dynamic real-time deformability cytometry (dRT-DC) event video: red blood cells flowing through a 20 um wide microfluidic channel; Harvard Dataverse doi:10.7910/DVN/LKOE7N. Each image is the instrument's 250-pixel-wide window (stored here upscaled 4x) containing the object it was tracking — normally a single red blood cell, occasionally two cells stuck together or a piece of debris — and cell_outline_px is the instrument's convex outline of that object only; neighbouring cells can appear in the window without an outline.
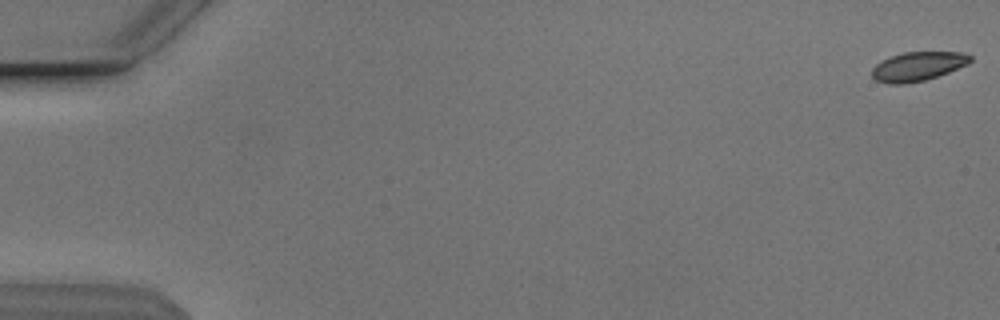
{"species": "Egyptian fruit bat (a non-hibernating species)", "species_latin": "Rousettus aegyptiacus", "temperature_condition": "cold", "stored_images_in_passage": 36, "camera_frame_rate_fps": 3000, "um_per_image_px": 0.085, "animal": {"sex": "male"}, "frame": {"image": 1, "passage_image": 1, "time_ms": 0.0, "image_size_px": [1000, 320], "cell_outline_px": [[972, 60], [968, 64], [948, 72], [924, 80], [908, 84], [888, 84], [876, 80], [872, 76], [872, 68], [880, 60], [888, 56], [904, 52], [960, 52], [972, 56]], "centroid_in_image_um": [77.98, 5.64], "position_along_channel_um": 7.0, "area_um2": 16.76}}
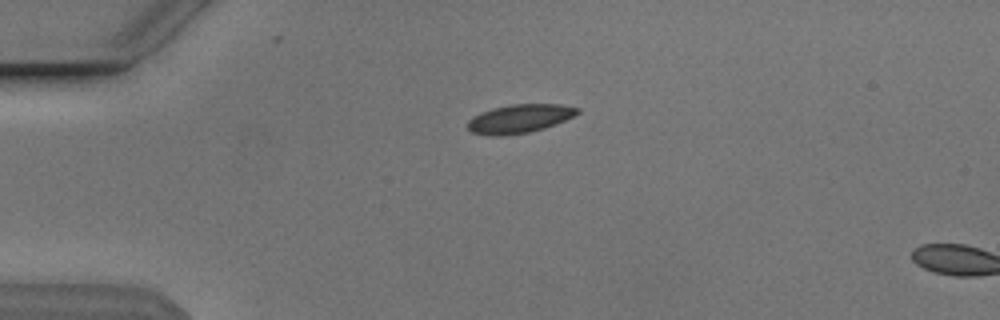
{"frame": {"image": 2, "passage_image": 14, "time_ms": 4.333, "image_size_px": [1000, 320], "cell_outline_px": [[580, 112], [576, 116], [556, 124], [544, 128], [528, 132], [504, 136], [488, 136], [472, 132], [468, 128], [468, 120], [472, 116], [492, 108], [512, 104], [560, 104], [580, 108]], "centroid_in_image_um": [44.18, 10.09], "position_along_channel_um": 40.8, "area_um2": 18.5}}